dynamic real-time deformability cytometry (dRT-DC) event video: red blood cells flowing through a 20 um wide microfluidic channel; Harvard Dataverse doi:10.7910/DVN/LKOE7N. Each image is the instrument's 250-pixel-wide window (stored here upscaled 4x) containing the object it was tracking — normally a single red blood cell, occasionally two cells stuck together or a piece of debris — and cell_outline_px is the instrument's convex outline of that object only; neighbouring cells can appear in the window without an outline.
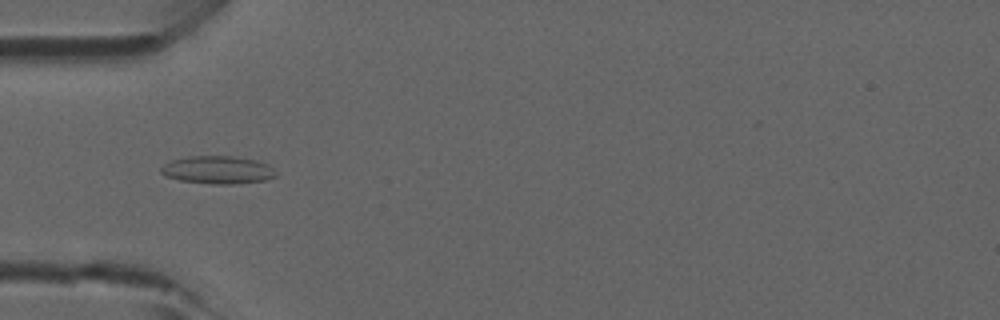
{"species": "common noctule bat (a hibernating species)", "species_latin": "Nyctalus noctula", "temperature_condition": "room temperature", "stored_images_in_passage": 4, "camera_frame_rate_fps": 3000, "um_per_image_px": 0.085, "animal": {"sex": "male", "forearm_length_mm": 52.5}, "frame": {"image": 1, "passage_image": 4, "time_ms": 1.0, "image_size_px": [1000, 320], "cell_outline_px": [[276, 176], [264, 180], [232, 184], [212, 184], [180, 180], [164, 176], [160, 172], [160, 168], [164, 164], [172, 160], [192, 156], [232, 156], [256, 160], [268, 164], [276, 172]], "centroid_in_image_um": [18.49, 14.44], "position_along_channel_um": 66.5, "area_um2": 18.55}}